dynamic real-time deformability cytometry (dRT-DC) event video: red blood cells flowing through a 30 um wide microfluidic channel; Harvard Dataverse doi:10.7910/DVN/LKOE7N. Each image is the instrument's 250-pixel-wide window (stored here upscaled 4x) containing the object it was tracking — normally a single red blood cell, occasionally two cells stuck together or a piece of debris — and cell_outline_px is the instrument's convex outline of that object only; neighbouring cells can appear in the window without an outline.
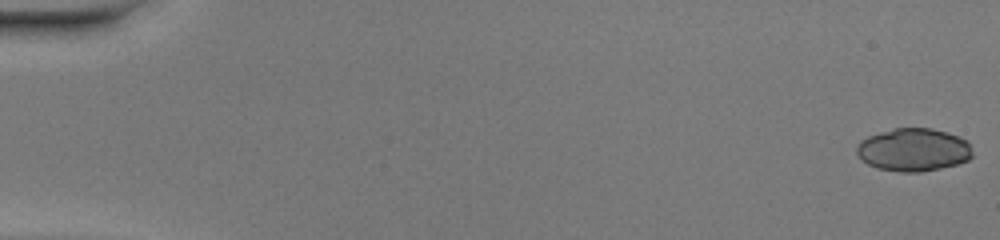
{"species": "common noctule bat (a hibernating species)", "species_latin": "Nyctalus noctula", "temperature_condition": "warm", "stored_images_in_passage": 50, "camera_frame_rate_fps": 3000, "um_per_image_px": 0.085, "animal": {"sex": "female", "body_mass_g": 20.0, "forearm_length_mm": 54.0}, "frame": {"image": 1, "passage_image": 1, "time_ms": 0.0, "image_size_px": [1000, 240], "cell_outline_px": [[972, 156], [968, 160], [956, 164], [940, 168], [920, 172], [900, 172], [876, 168], [860, 160], [856, 152], [856, 144], [860, 140], [868, 136], [880, 132], [896, 128], [932, 128], [948, 132], [960, 136], [968, 140], [972, 152]], "centroid_in_image_um": [77.63, 12.73], "position_along_channel_um": 7.4, "area_um2": 29.3}}